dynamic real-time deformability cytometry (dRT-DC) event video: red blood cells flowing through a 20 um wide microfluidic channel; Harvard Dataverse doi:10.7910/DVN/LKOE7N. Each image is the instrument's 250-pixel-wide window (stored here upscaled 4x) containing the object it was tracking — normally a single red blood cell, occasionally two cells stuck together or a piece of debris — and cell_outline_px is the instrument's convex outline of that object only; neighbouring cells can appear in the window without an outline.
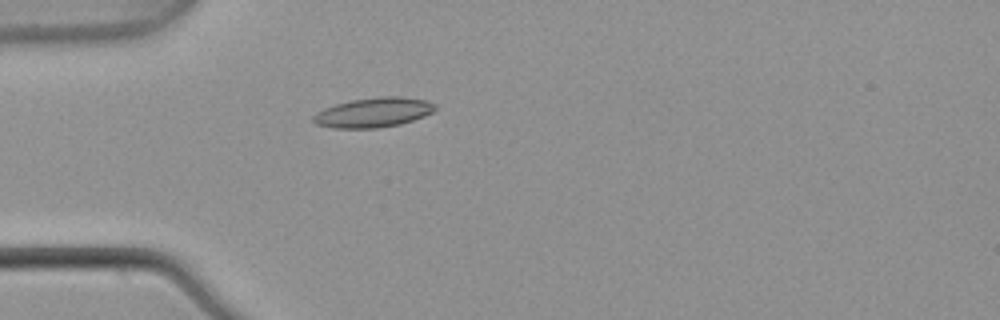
{"species": "common noctule bat (a hibernating species)", "species_latin": "Nyctalus noctula", "temperature_condition": "warm", "stored_images_in_passage": 4, "camera_frame_rate_fps": 3000, "um_per_image_px": 0.085, "animal": {"sex": "male", "body_mass_g": 21.5, "forearm_length_mm": 52.0}, "frame": {"image": 1, "passage_image": 4, "time_ms": 1.0, "image_size_px": [1000, 320], "cell_outline_px": [[436, 108], [432, 112], [424, 116], [400, 124], [376, 128], [332, 128], [316, 124], [312, 120], [312, 116], [316, 112], [324, 108], [336, 104], [352, 100], [380, 96], [400, 96], [424, 100], [436, 104]], "centroid_in_image_um": [31.72, 9.56], "position_along_channel_um": 53.3, "area_um2": 21.04}}